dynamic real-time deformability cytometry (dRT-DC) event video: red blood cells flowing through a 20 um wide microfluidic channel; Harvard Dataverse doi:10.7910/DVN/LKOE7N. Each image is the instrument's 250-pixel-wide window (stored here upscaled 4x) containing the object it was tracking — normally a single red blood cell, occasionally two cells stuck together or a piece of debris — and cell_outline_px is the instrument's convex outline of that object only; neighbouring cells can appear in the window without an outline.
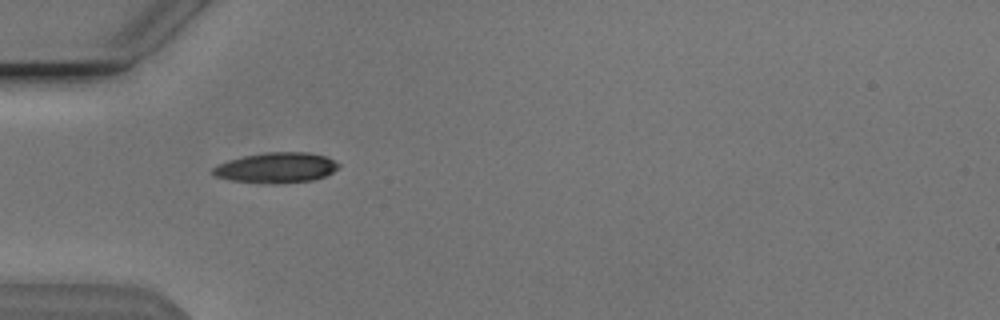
{"species": "Egyptian fruit bat (a non-hibernating species)", "species_latin": "Rousettus aegyptiacus", "temperature_condition": "cold", "stored_images_in_passage": 37, "camera_frame_rate_fps": 3000, "um_per_image_px": 0.085, "animal": {"sex": "male"}, "frame": {"image": 1, "passage_image": 1, "time_ms": 0.0, "image_size_px": [1000, 320], "cell_outline_px": [[340, 168], [324, 176], [312, 180], [276, 184], [272, 184], [232, 180], [216, 176], [212, 172], [212, 168], [216, 164], [228, 160], [244, 156], [264, 152], [308, 152], [324, 156], [340, 164]], "centroid_in_image_um": [23.47, 14.25], "position_along_channel_um": 61.5, "area_um2": 22.2}}
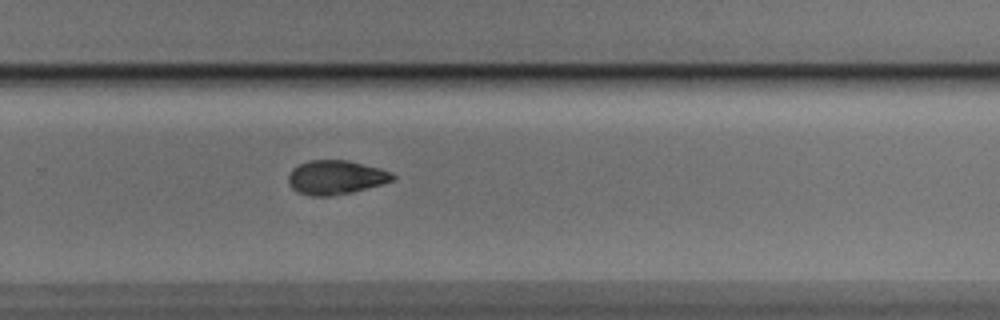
{"frame": {"image": 2, "passage_image": 20, "time_ms": 6.333, "image_size_px": [1000, 320], "cell_outline_px": [[396, 180], [352, 192], [328, 196], [312, 196], [296, 192], [288, 184], [288, 176], [292, 168], [300, 164], [312, 160], [348, 160], [380, 168], [392, 172], [396, 176]], "centroid_in_image_um": [28.55, 15.08], "position_along_channel_um": 301.3, "area_um2": 20.81}}
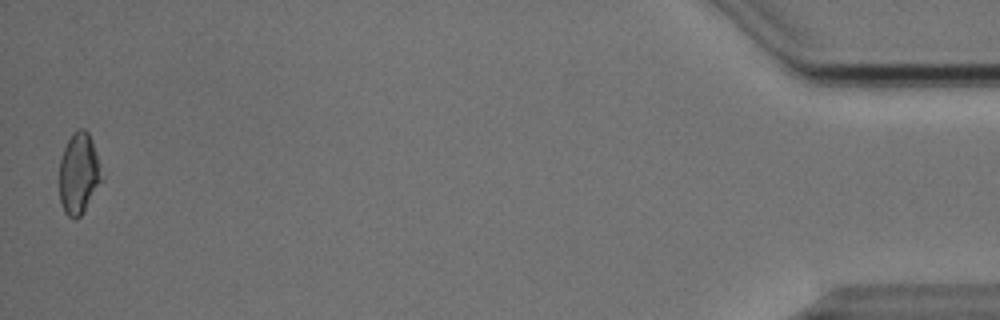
{"frame": {"image": 3, "passage_image": 37, "time_ms": 12.0, "image_size_px": [1000, 320], "cell_outline_px": [[104, 180], [84, 212], [80, 216], [68, 216], [64, 212], [60, 200], [60, 160], [64, 148], [72, 132], [80, 128], [84, 128], [88, 132], [92, 140], [100, 164]], "centroid_in_image_um": [6.73, 14.74], "position_along_channel_um": 428.5, "area_um2": 20.17}, "authors_computed_cell_mechanics": {"area_um2": 20.808, "velocity_mm_per_s": 3.8467, "shape_relaxation_time_tau1_ms": 6.6799, "shape_relaxation_time_tau2_ms": 11.0999, "deformation_change_tau1": 0.1722, "deformation_change_tau2": 0.1661}}